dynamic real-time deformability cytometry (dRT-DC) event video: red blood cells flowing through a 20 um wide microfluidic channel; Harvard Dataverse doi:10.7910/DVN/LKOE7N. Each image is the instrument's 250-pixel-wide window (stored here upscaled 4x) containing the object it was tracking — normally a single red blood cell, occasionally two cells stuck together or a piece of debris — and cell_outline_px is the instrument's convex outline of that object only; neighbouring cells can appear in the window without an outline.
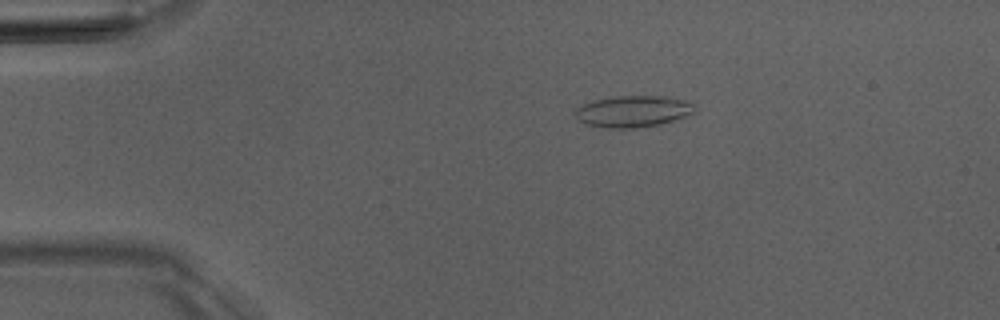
{"species": "Egyptian fruit bat (a non-hibernating species)", "species_latin": "Rousettus aegyptiacus", "temperature_condition": "room temperature", "stored_images_in_passage": 6, "camera_frame_rate_fps": 3000, "um_per_image_px": 0.085, "animal": {"sex": "male"}, "frame": {"image": 1, "passage_image": 2, "time_ms": 1.0, "image_size_px": [1000, 320], "cell_outline_px": [[692, 112], [684, 116], [660, 124], [636, 128], [608, 128], [584, 124], [572, 112], [576, 108], [584, 104], [596, 100], [616, 96], [668, 96], [692, 104]], "centroid_in_image_um": [53.72, 9.47], "position_along_channel_um": 31.3, "area_um2": 21.5}}